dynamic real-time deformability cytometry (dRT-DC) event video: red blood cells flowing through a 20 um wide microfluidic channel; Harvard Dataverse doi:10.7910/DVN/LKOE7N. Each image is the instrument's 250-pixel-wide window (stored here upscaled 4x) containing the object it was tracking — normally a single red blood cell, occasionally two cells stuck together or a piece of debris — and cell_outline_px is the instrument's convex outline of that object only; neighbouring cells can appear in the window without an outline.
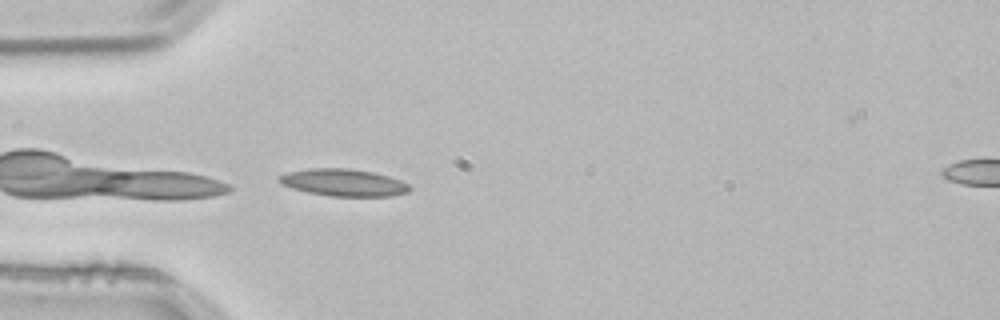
{"species": "common noctule bat (a hibernating species)", "species_latin": "Nyctalus noctula", "temperature_condition": "room temperature", "stored_images_in_passage": 3, "segment_of_instrument_passage": [1, 2], "camera_frame_rate_fps": 3000, "um_per_image_px": 0.085, "animal": {"sex": "male", "body_mass_g": 21.5, "forearm_length_mm": 52.0}, "frame": {"image": 1, "passage_image": 2, "time_ms": 0.333, "image_size_px": [1000, 320], "cell_outline_px": [[412, 188], [408, 192], [392, 196], [332, 196], [308, 192], [292, 188], [280, 184], [276, 180], [276, 176], [288, 172], [308, 168], [348, 168], [372, 172], [388, 176], [400, 180], [408, 184]], "centroid_in_image_um": [29.16, 15.51], "position_along_channel_um": 55.8, "area_um2": 20.75}}